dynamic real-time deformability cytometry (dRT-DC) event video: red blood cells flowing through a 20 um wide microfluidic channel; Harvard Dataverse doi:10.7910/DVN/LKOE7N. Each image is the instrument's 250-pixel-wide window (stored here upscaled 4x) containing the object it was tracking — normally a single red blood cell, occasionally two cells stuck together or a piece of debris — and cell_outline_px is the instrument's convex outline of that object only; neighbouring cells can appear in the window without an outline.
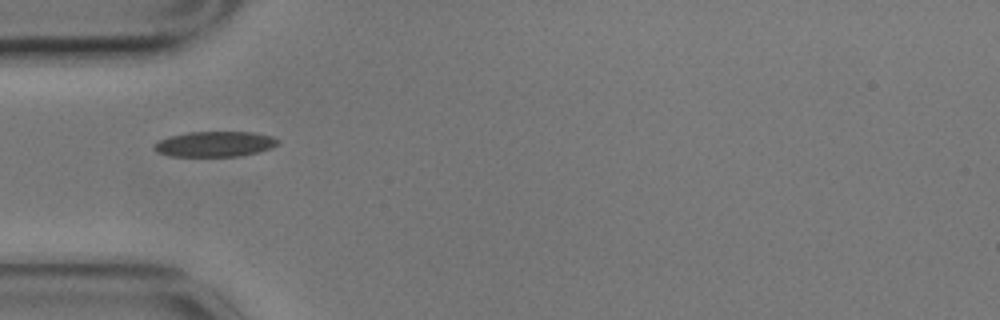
{"species": "common noctule bat (a hibernating species)", "species_latin": "Nyctalus noctula", "temperature_condition": "cold", "stored_images_in_passage": 25, "camera_frame_rate_fps": 3000, "um_per_image_px": 0.085, "animal": {"sex": "male", "body_mass_g": 17.9}, "frame": {"image": 1, "passage_image": 1, "time_ms": 0.0, "image_size_px": [1000, 320], "cell_outline_px": [[280, 144], [272, 148], [260, 152], [240, 156], [172, 156], [156, 152], [152, 148], [160, 140], [168, 136], [188, 132], [252, 132], [272, 136], [280, 140]], "centroid_in_image_um": [18.31, 12.24], "position_along_channel_um": 66.7, "area_um2": 18.44}}
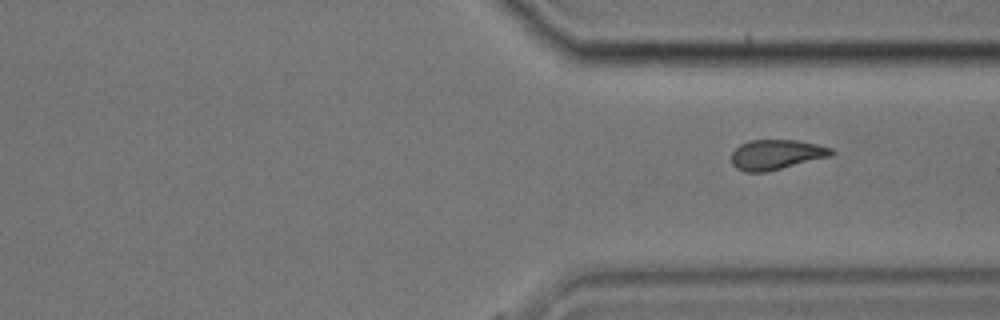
{"frame": {"image": 2, "passage_image": 25, "time_ms": 8.0, "image_size_px": [1000, 320], "cell_outline_px": [[836, 152], [832, 156], [764, 172], [744, 172], [736, 168], [732, 164], [732, 152], [740, 144], [748, 140], [796, 140], [816, 144], [832, 148]], "centroid_in_image_um": [65.98, 13.13], "position_along_channel_um": 345.4, "area_um2": 17.46}}